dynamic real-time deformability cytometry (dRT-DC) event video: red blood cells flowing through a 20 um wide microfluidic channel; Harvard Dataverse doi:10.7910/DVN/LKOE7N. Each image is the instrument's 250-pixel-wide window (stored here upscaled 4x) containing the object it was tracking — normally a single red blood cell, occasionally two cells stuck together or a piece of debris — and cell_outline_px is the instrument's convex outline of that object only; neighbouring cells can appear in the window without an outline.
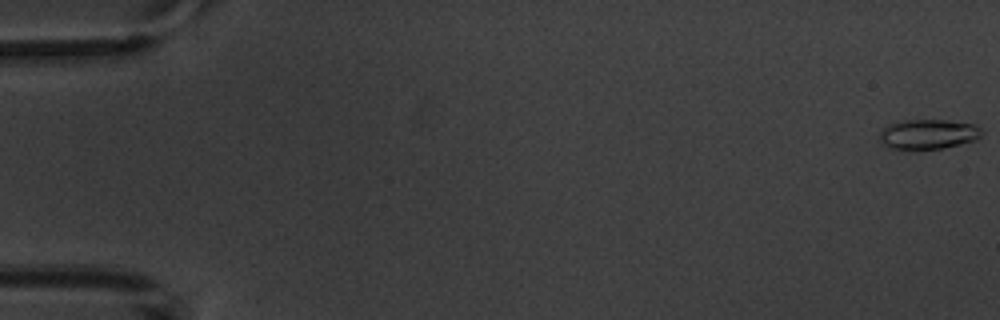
{"species": "common noctule bat (a hibernating species)", "species_latin": "Nyctalus noctula", "temperature_condition": "warm", "stored_images_in_passage": 5, "camera_frame_rate_fps": 3000, "um_per_image_px": 0.085, "animal": {"sex": "male", "body_mass_g": 20.1, "forearm_length_mm": 53.5}, "frame": {"image": 1, "passage_image": 1, "time_ms": 0.0, "image_size_px": [1000, 320], "cell_outline_px": [[984, 132], [976, 140], [944, 148], [908, 152], [888, 148], [880, 144], [880, 132], [888, 124], [900, 120], [948, 120], [976, 124]], "centroid_in_image_um": [78.85, 11.44], "position_along_channel_um": 6.1, "area_um2": 18.61}}